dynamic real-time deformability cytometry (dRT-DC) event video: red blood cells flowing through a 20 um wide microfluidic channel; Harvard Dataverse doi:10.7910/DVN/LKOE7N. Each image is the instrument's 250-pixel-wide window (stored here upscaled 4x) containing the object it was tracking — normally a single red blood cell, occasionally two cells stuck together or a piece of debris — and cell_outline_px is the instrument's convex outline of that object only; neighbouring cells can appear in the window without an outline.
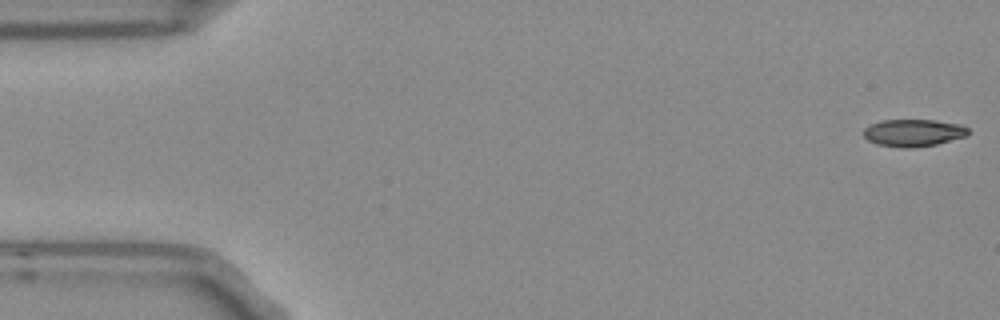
{"species": "Egyptian fruit bat (a non-hibernating species)", "species_latin": "Rousettus aegyptiacus", "temperature_condition": "room temperature", "stored_images_in_passage": 5, "camera_frame_rate_fps": 3000, "um_per_image_px": 0.085, "frame": {"image": 1, "passage_image": 1, "time_ms": 0.0, "image_size_px": [1000, 320], "cell_outline_px": [[968, 136], [936, 144], [912, 148], [904, 148], [876, 144], [868, 140], [864, 136], [864, 128], [880, 120], [932, 120], [960, 124], [968, 128]], "centroid_in_image_um": [77.64, 11.29], "position_along_channel_um": 7.4, "area_um2": 16.59}}
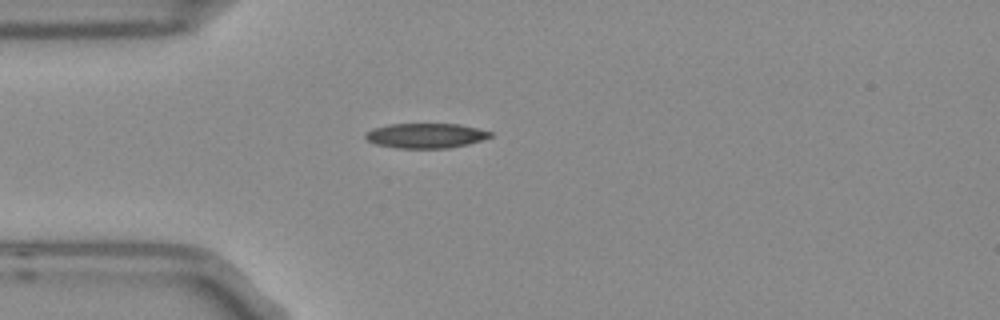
{"frame": {"image": 2, "passage_image": 5, "time_ms": 1.333, "image_size_px": [1000, 320], "cell_outline_px": [[492, 136], [468, 144], [448, 148], [396, 148], [376, 144], [368, 140], [364, 136], [364, 132], [372, 128], [388, 124], [460, 124], [492, 132]], "centroid_in_image_um": [36.14, 11.52], "position_along_channel_um": 48.9, "area_um2": 18.09}}